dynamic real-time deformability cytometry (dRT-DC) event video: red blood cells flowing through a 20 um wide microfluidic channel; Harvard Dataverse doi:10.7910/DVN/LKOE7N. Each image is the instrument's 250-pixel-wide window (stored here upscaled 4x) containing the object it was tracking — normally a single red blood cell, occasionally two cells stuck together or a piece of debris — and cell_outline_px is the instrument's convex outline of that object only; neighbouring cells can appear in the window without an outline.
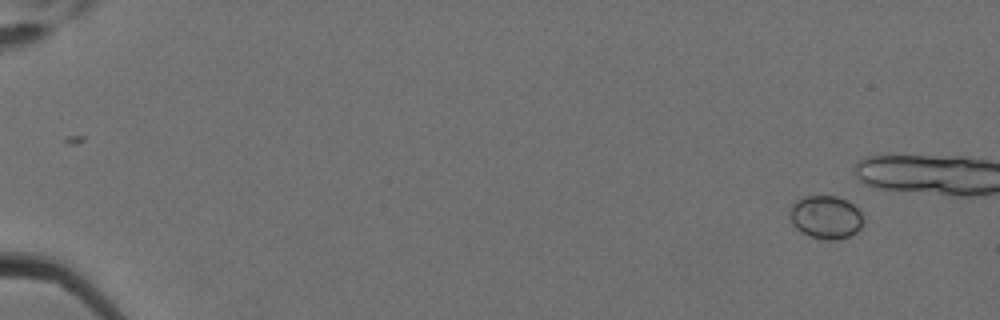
{"species": "Egyptian fruit bat (a non-hibernating species)", "species_latin": "Rousettus aegyptiacus", "temperature_condition": "cold", "stored_images_in_passage": 6, "camera_frame_rate_fps": 3000, "um_per_image_px": 0.085, "animal": {"sex": "female"}, "frame": {"image": 1, "passage_image": 1, "time_ms": 0.0, "image_size_px": [1000, 320], "cell_outline_px": [[864, 220], [860, 228], [852, 236], [836, 240], [824, 240], [808, 236], [800, 232], [792, 224], [788, 216], [788, 212], [792, 204], [796, 200], [804, 196], [836, 196], [848, 200], [860, 212]], "centroid_in_image_um": [70.16, 18.47], "position_along_channel_um": 14.8, "area_um2": 18.9}}